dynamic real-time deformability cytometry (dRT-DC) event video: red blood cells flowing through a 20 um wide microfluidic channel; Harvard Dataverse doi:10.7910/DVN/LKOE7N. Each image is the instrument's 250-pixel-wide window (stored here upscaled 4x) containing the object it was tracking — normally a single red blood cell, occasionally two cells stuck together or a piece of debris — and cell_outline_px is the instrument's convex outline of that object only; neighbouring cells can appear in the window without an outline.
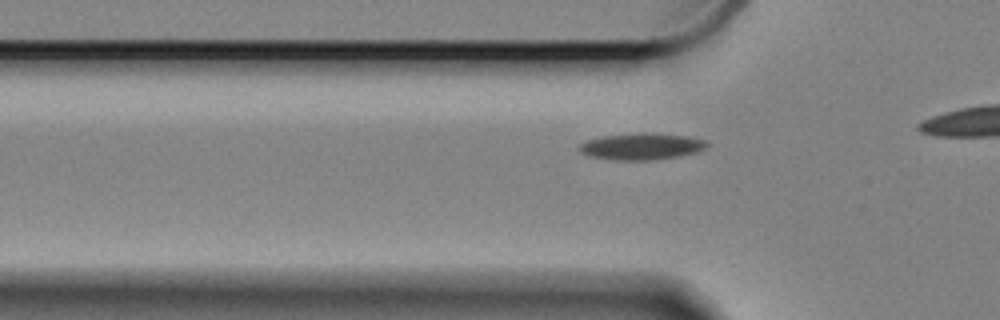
{"species": "Egyptian fruit bat (a non-hibernating species)", "species_latin": "Rousettus aegyptiacus", "temperature_condition": "cold", "stored_images_in_passage": 19, "camera_frame_rate_fps": 3000, "um_per_image_px": 0.085, "animal": {"sex": "female"}, "frame": {"image": 1, "passage_image": 12, "time_ms": 3.667, "image_size_px": [1000, 320], "cell_outline_px": [[712, 144], [696, 152], [680, 156], [656, 160], [616, 160], [588, 156], [580, 152], [576, 148], [580, 144], [588, 140], [604, 136], [640, 132], [652, 132], [688, 136], [704, 140]], "centroid_in_image_um": [54.54, 12.44], "position_along_channel_um": 71.3, "area_um2": 20.06}}
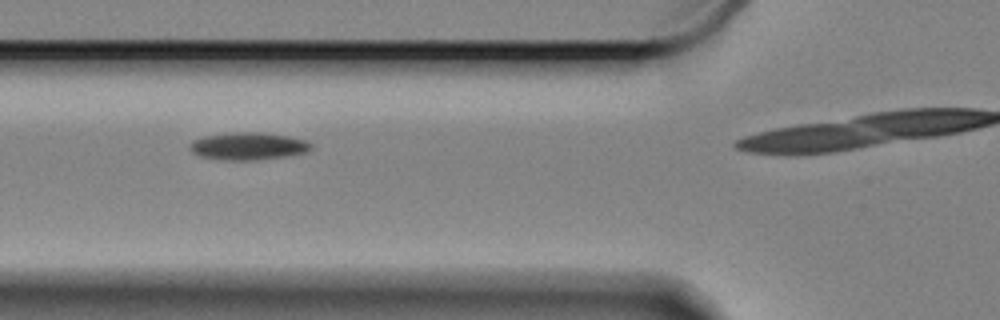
{"frame": {"image": 2, "passage_image": 15, "time_ms": 4.667, "image_size_px": [1000, 320], "cell_outline_px": [[312, 148], [308, 152], [288, 156], [256, 160], [224, 160], [200, 156], [192, 152], [188, 148], [188, 144], [192, 140], [204, 136], [232, 132], [260, 132], [288, 136], [304, 140], [312, 144]], "centroid_in_image_um": [21.08, 12.42], "position_along_channel_um": 104.7, "area_um2": 19.59}}
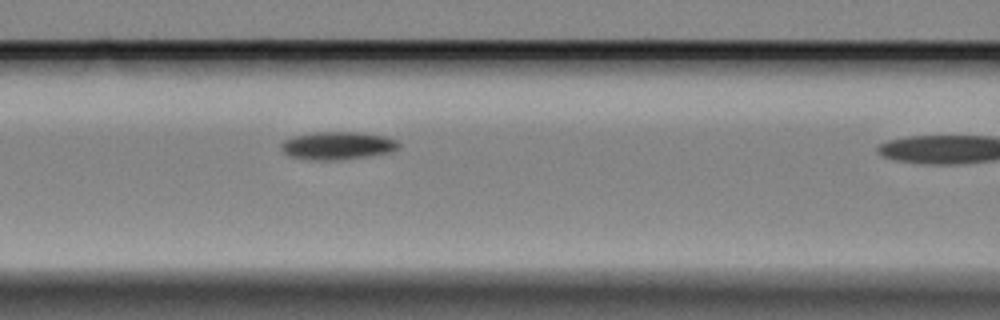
{"frame": {"image": 3, "passage_image": 18, "time_ms": 5.667, "image_size_px": [1000, 320], "cell_outline_px": [[400, 148], [392, 152], [368, 156], [336, 160], [316, 160], [288, 156], [280, 148], [280, 144], [284, 140], [292, 136], [312, 132], [360, 132], [384, 136], [400, 140]], "centroid_in_image_um": [28.71, 12.37], "position_along_channel_um": 137.9, "area_um2": 19.36}}